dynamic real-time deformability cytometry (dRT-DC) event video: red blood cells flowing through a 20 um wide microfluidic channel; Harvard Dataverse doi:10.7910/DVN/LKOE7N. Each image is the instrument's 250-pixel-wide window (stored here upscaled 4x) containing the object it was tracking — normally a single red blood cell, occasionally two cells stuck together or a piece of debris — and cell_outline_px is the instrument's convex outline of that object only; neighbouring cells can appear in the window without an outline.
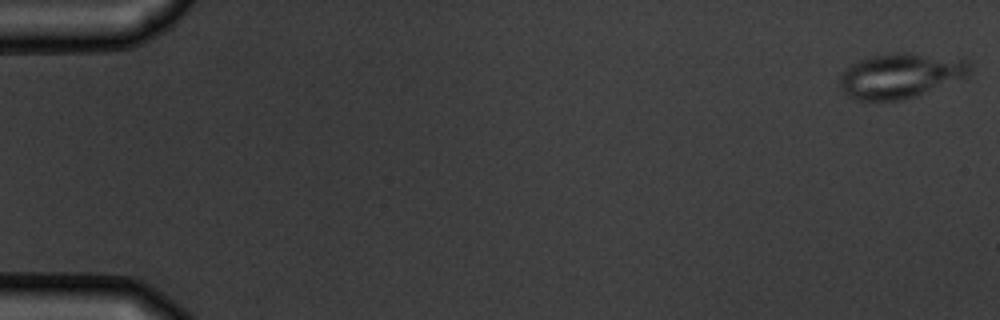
{"species": "common noctule bat (a hibernating species)", "species_latin": "Nyctalus noctula", "temperature_condition": "warm", "stored_images_in_passage": 8, "camera_frame_rate_fps": 3000, "um_per_image_px": 0.085, "animal": {"sex": "male", "body_mass_g": 19.5, "forearm_length_mm": 54.6}, "frame": {"image": 1, "passage_image": 1, "time_ms": 0.0, "image_size_px": [1000, 320], "cell_outline_px": [[972, 68], [968, 76], [916, 96], [904, 100], [856, 100], [844, 96], [840, 88], [840, 76], [852, 64], [860, 60], [872, 56], [896, 52], [912, 52], [968, 60], [972, 64]], "centroid_in_image_um": [76.55, 6.43], "position_along_channel_um": 8.4, "area_um2": 34.22}}